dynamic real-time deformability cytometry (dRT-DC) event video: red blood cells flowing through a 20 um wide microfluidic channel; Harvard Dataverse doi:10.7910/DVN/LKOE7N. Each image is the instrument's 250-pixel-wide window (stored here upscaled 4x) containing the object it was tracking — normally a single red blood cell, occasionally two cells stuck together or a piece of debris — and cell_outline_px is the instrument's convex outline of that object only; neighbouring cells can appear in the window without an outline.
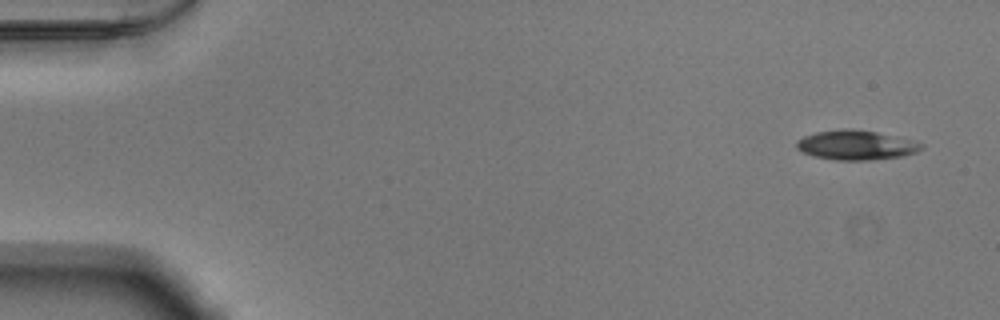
{"species": "Egyptian fruit bat (a non-hibernating species)", "species_latin": "Rousettus aegyptiacus", "temperature_condition": "warm", "stored_images_in_passage": 51, "camera_frame_rate_fps": 3000, "um_per_image_px": 0.085, "animal": {"sex": "male"}, "frame": {"image": 1, "passage_image": 1, "time_ms": 0.0, "image_size_px": [1000, 320], "cell_outline_px": [[924, 148], [916, 152], [900, 156], [868, 160], [836, 160], [816, 156], [804, 152], [796, 148], [796, 140], [804, 136], [816, 132], [844, 128], [852, 128], [876, 132], [924, 144]], "centroid_in_image_um": [72.73, 12.32], "position_along_channel_um": 12.3, "area_um2": 21.15}}
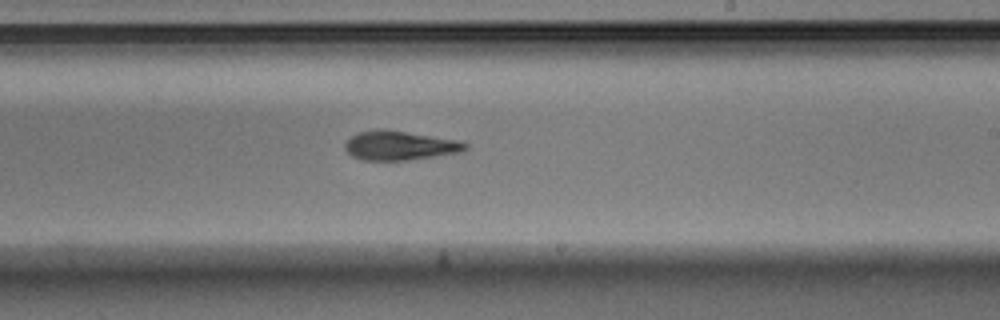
{"frame": {"image": 2, "passage_image": 30, "time_ms": 9.667, "image_size_px": [1000, 320], "cell_outline_px": [[468, 148], [464, 152], [404, 160], [360, 160], [352, 156], [344, 148], [344, 144], [352, 136], [360, 132], [404, 132], [460, 140], [468, 144]], "centroid_in_image_um": [34.04, 12.42], "position_along_channel_um": 255.0, "area_um2": 19.71}}
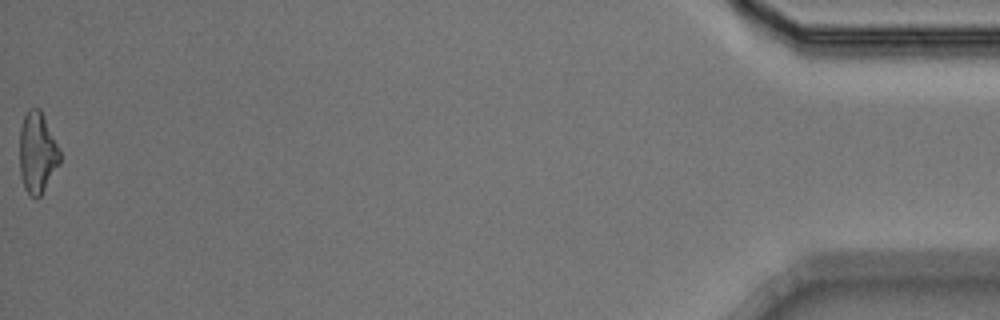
{"frame": {"image": 3, "passage_image": 51, "time_ms": 16.667, "image_size_px": [1000, 320], "cell_outline_px": [[60, 164], [40, 196], [36, 200], [28, 196], [24, 188], [20, 176], [20, 128], [24, 116], [28, 108], [40, 108], [60, 152]], "centroid_in_image_um": [3.15, 13.03], "position_along_channel_um": 432.0, "area_um2": 19.07}, "authors_computed_cell_mechanics": {"area_um2": 20.6346, "velocity_mm_per_s": 3.8751, "shape_relaxation_time_tau1_ms": 2.8003, "shape_relaxation_time_tau2_ms": 3.6897, "deformation_change_tau1": 0.1442, "deformation_change_tau2": 0.1408}}